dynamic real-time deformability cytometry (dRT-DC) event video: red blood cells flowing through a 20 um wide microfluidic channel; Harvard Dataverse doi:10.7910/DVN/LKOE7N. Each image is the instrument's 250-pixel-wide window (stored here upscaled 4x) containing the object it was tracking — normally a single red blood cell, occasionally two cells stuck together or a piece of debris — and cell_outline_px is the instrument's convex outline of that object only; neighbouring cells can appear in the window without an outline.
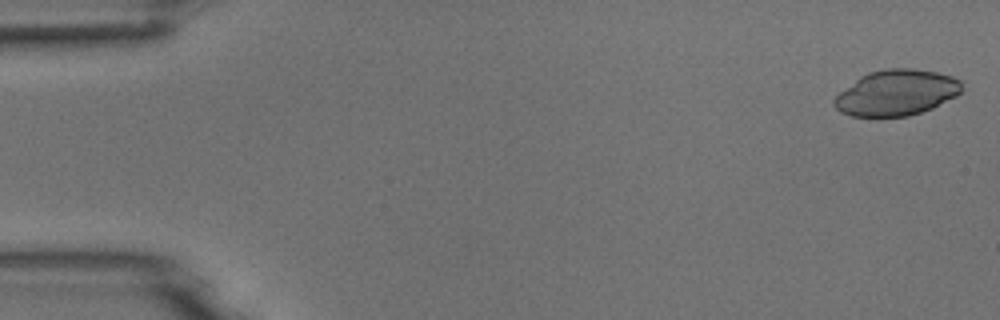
{"species": "common noctule bat (a hibernating species)", "species_latin": "Nyctalus noctula", "temperature_condition": "room temperature", "stored_images_in_passage": 4, "camera_frame_rate_fps": 3000, "um_per_image_px": 0.085, "animal": {"sex": "male", "body_mass_g": 18.8}, "frame": {"image": 1, "passage_image": 1, "time_ms": 0.0, "image_size_px": [1000, 320], "cell_outline_px": [[960, 92], [956, 96], [932, 108], [908, 116], [852, 116], [840, 112], [832, 104], [832, 100], [840, 92], [860, 76], [868, 72], [884, 68], [912, 68], [936, 72], [952, 76], [960, 80]], "centroid_in_image_um": [76.16, 7.87], "position_along_channel_um": 8.8, "area_um2": 33.87}}